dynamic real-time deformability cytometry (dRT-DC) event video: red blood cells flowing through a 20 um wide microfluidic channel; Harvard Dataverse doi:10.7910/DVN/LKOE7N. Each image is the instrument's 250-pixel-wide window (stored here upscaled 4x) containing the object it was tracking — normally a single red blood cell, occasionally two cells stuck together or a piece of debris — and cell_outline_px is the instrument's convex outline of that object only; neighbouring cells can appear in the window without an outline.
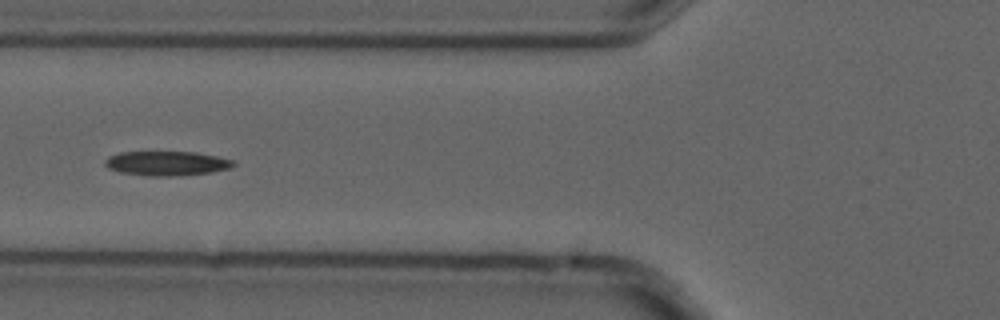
{"species": "common noctule bat (a hibernating species)", "species_latin": "Nyctalus noctula", "temperature_condition": "cold", "stored_images_in_passage": 6, "camera_frame_rate_fps": 3000, "um_per_image_px": 0.085, "animal": {"sex": "male", "forearm_length_mm": 52.5}, "frame": {"image": 1, "passage_image": 4, "time_ms": 1.0, "image_size_px": [1000, 320], "cell_outline_px": [[236, 164], [228, 168], [212, 172], [180, 176], [148, 176], [120, 172], [108, 168], [104, 164], [104, 160], [108, 156], [120, 152], [196, 152], [236, 160]], "centroid_in_image_um": [14.17, 13.89], "position_along_channel_um": 111.6, "area_um2": 18.44}}
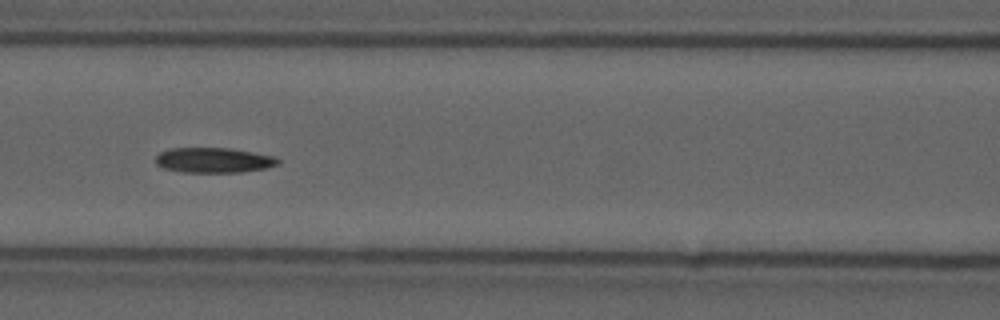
{"frame": {"image": 2, "passage_image": 5, "time_ms": 1.333, "image_size_px": [1000, 320], "cell_outline_px": [[280, 164], [264, 168], [240, 172], [184, 172], [164, 168], [156, 164], [156, 156], [160, 152], [172, 148], [228, 148], [252, 152], [272, 156], [280, 160]], "centroid_in_image_um": [18.15, 13.61], "position_along_channel_um": 148.5, "area_um2": 17.69}}